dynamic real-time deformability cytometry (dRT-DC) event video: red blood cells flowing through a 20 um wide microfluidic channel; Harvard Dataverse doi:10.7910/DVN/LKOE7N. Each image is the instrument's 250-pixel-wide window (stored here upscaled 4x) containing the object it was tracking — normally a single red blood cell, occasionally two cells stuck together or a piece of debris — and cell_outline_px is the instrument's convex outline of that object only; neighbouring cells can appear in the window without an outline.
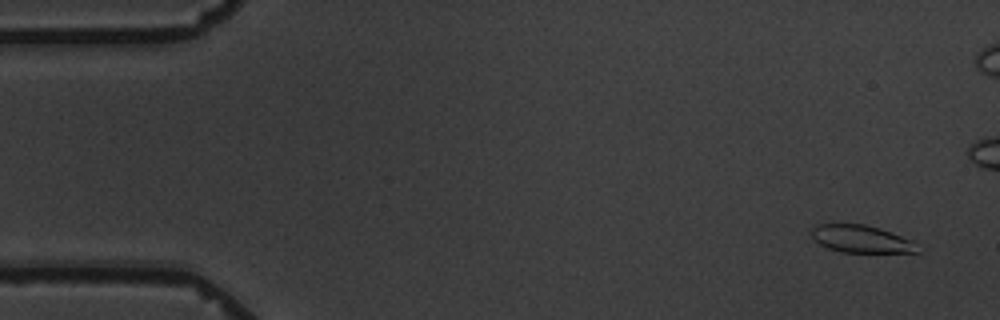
{"species": "common noctule bat (a hibernating species)", "species_latin": "Nyctalus noctula", "temperature_condition": "warm", "stored_images_in_passage": 5, "camera_frame_rate_fps": 3000, "um_per_image_px": 0.085, "animal": {"sex": "male", "body_mass_g": 19.5, "forearm_length_mm": 54.6}, "frame": {"image": 1, "passage_image": 1, "time_ms": 0.0, "image_size_px": [1000, 320], "cell_outline_px": [[920, 252], [840, 252], [828, 248], [820, 244], [812, 236], [812, 228], [816, 224], [832, 220], [864, 224], [880, 228], [912, 240]], "centroid_in_image_um": [73.1, 20.25], "position_along_channel_um": 11.9, "area_um2": 17.46}}